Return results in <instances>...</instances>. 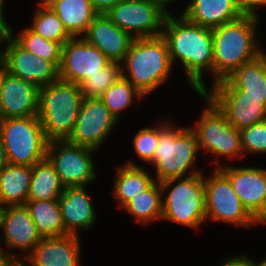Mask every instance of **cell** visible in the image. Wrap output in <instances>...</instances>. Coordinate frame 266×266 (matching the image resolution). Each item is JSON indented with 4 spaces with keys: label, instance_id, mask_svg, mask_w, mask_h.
I'll return each mask as SVG.
<instances>
[{
    "label": "cell",
    "instance_id": "obj_27",
    "mask_svg": "<svg viewBox=\"0 0 266 266\" xmlns=\"http://www.w3.org/2000/svg\"><path fill=\"white\" fill-rule=\"evenodd\" d=\"M163 193L160 182L155 181L148 189L140 192L122 209L138 226L147 227L162 220ZM150 224V225H149Z\"/></svg>",
    "mask_w": 266,
    "mask_h": 266
},
{
    "label": "cell",
    "instance_id": "obj_35",
    "mask_svg": "<svg viewBox=\"0 0 266 266\" xmlns=\"http://www.w3.org/2000/svg\"><path fill=\"white\" fill-rule=\"evenodd\" d=\"M244 160L248 162V155L260 159L266 156V120L240 130ZM246 156V157H245Z\"/></svg>",
    "mask_w": 266,
    "mask_h": 266
},
{
    "label": "cell",
    "instance_id": "obj_37",
    "mask_svg": "<svg viewBox=\"0 0 266 266\" xmlns=\"http://www.w3.org/2000/svg\"><path fill=\"white\" fill-rule=\"evenodd\" d=\"M237 4L243 15L266 17L264 14L261 15V10H266V0H237Z\"/></svg>",
    "mask_w": 266,
    "mask_h": 266
},
{
    "label": "cell",
    "instance_id": "obj_16",
    "mask_svg": "<svg viewBox=\"0 0 266 266\" xmlns=\"http://www.w3.org/2000/svg\"><path fill=\"white\" fill-rule=\"evenodd\" d=\"M248 163L225 164L218 169L230 180L243 206L254 217L266 201V167L259 162Z\"/></svg>",
    "mask_w": 266,
    "mask_h": 266
},
{
    "label": "cell",
    "instance_id": "obj_46",
    "mask_svg": "<svg viewBox=\"0 0 266 266\" xmlns=\"http://www.w3.org/2000/svg\"><path fill=\"white\" fill-rule=\"evenodd\" d=\"M8 257L1 249H0V266H2L3 261Z\"/></svg>",
    "mask_w": 266,
    "mask_h": 266
},
{
    "label": "cell",
    "instance_id": "obj_41",
    "mask_svg": "<svg viewBox=\"0 0 266 266\" xmlns=\"http://www.w3.org/2000/svg\"><path fill=\"white\" fill-rule=\"evenodd\" d=\"M2 266H30V263L26 256H8Z\"/></svg>",
    "mask_w": 266,
    "mask_h": 266
},
{
    "label": "cell",
    "instance_id": "obj_25",
    "mask_svg": "<svg viewBox=\"0 0 266 266\" xmlns=\"http://www.w3.org/2000/svg\"><path fill=\"white\" fill-rule=\"evenodd\" d=\"M32 167L8 163L0 169V206L24 205L28 201Z\"/></svg>",
    "mask_w": 266,
    "mask_h": 266
},
{
    "label": "cell",
    "instance_id": "obj_9",
    "mask_svg": "<svg viewBox=\"0 0 266 266\" xmlns=\"http://www.w3.org/2000/svg\"><path fill=\"white\" fill-rule=\"evenodd\" d=\"M207 170L204 171L206 222L252 230L253 216L243 206L230 180L218 168Z\"/></svg>",
    "mask_w": 266,
    "mask_h": 266
},
{
    "label": "cell",
    "instance_id": "obj_34",
    "mask_svg": "<svg viewBox=\"0 0 266 266\" xmlns=\"http://www.w3.org/2000/svg\"><path fill=\"white\" fill-rule=\"evenodd\" d=\"M121 77H123L122 64L110 62L98 73L90 75L82 81L79 84L80 90L85 98H100Z\"/></svg>",
    "mask_w": 266,
    "mask_h": 266
},
{
    "label": "cell",
    "instance_id": "obj_5",
    "mask_svg": "<svg viewBox=\"0 0 266 266\" xmlns=\"http://www.w3.org/2000/svg\"><path fill=\"white\" fill-rule=\"evenodd\" d=\"M121 64L123 77L145 97L155 95L167 87L172 76L176 77L168 44L162 35L134 39Z\"/></svg>",
    "mask_w": 266,
    "mask_h": 266
},
{
    "label": "cell",
    "instance_id": "obj_13",
    "mask_svg": "<svg viewBox=\"0 0 266 266\" xmlns=\"http://www.w3.org/2000/svg\"><path fill=\"white\" fill-rule=\"evenodd\" d=\"M111 61L83 37H72L63 44L59 79L80 84L90 75L98 73Z\"/></svg>",
    "mask_w": 266,
    "mask_h": 266
},
{
    "label": "cell",
    "instance_id": "obj_44",
    "mask_svg": "<svg viewBox=\"0 0 266 266\" xmlns=\"http://www.w3.org/2000/svg\"><path fill=\"white\" fill-rule=\"evenodd\" d=\"M6 38L0 37V70L3 69V49Z\"/></svg>",
    "mask_w": 266,
    "mask_h": 266
},
{
    "label": "cell",
    "instance_id": "obj_1",
    "mask_svg": "<svg viewBox=\"0 0 266 266\" xmlns=\"http://www.w3.org/2000/svg\"><path fill=\"white\" fill-rule=\"evenodd\" d=\"M162 36L167 41L172 66L176 72L181 69L186 86L194 94L204 93L212 86V29L190 22L182 14H174L167 15Z\"/></svg>",
    "mask_w": 266,
    "mask_h": 266
},
{
    "label": "cell",
    "instance_id": "obj_48",
    "mask_svg": "<svg viewBox=\"0 0 266 266\" xmlns=\"http://www.w3.org/2000/svg\"><path fill=\"white\" fill-rule=\"evenodd\" d=\"M53 0H38L37 2L48 6Z\"/></svg>",
    "mask_w": 266,
    "mask_h": 266
},
{
    "label": "cell",
    "instance_id": "obj_19",
    "mask_svg": "<svg viewBox=\"0 0 266 266\" xmlns=\"http://www.w3.org/2000/svg\"><path fill=\"white\" fill-rule=\"evenodd\" d=\"M204 93L266 96V50L255 59L244 63L226 79L213 84Z\"/></svg>",
    "mask_w": 266,
    "mask_h": 266
},
{
    "label": "cell",
    "instance_id": "obj_4",
    "mask_svg": "<svg viewBox=\"0 0 266 266\" xmlns=\"http://www.w3.org/2000/svg\"><path fill=\"white\" fill-rule=\"evenodd\" d=\"M196 94L205 104L201 105L198 118L188 126L196 136L201 156L209 157L204 163L212 169L244 162L240 130L228 122L225 113L206 93Z\"/></svg>",
    "mask_w": 266,
    "mask_h": 266
},
{
    "label": "cell",
    "instance_id": "obj_6",
    "mask_svg": "<svg viewBox=\"0 0 266 266\" xmlns=\"http://www.w3.org/2000/svg\"><path fill=\"white\" fill-rule=\"evenodd\" d=\"M163 193L162 222L201 231L206 223L204 173L160 182ZM203 226V227H202Z\"/></svg>",
    "mask_w": 266,
    "mask_h": 266
},
{
    "label": "cell",
    "instance_id": "obj_38",
    "mask_svg": "<svg viewBox=\"0 0 266 266\" xmlns=\"http://www.w3.org/2000/svg\"><path fill=\"white\" fill-rule=\"evenodd\" d=\"M147 1L157 5L167 15L177 14L176 11L178 12V14H182L184 9H185L184 5H186V0H147ZM176 4H179V5H177V7L179 6L178 8L177 7H175V8L173 7V5L176 6ZM180 4L183 5V6L180 7L181 6ZM181 8H182V10H181ZM174 9L175 10L177 9V10L175 11Z\"/></svg>",
    "mask_w": 266,
    "mask_h": 266
},
{
    "label": "cell",
    "instance_id": "obj_30",
    "mask_svg": "<svg viewBox=\"0 0 266 266\" xmlns=\"http://www.w3.org/2000/svg\"><path fill=\"white\" fill-rule=\"evenodd\" d=\"M100 99L120 123L122 122L121 119L126 118L124 115L127 114L126 112L128 110H133V107L138 108L134 105L139 104V106H141L140 103L145 102L148 98L136 89L126 78L121 77L103 93Z\"/></svg>",
    "mask_w": 266,
    "mask_h": 266
},
{
    "label": "cell",
    "instance_id": "obj_31",
    "mask_svg": "<svg viewBox=\"0 0 266 266\" xmlns=\"http://www.w3.org/2000/svg\"><path fill=\"white\" fill-rule=\"evenodd\" d=\"M32 10L29 24L25 23L32 31L62 45L72 38L58 15L49 6L40 4L36 0Z\"/></svg>",
    "mask_w": 266,
    "mask_h": 266
},
{
    "label": "cell",
    "instance_id": "obj_29",
    "mask_svg": "<svg viewBox=\"0 0 266 266\" xmlns=\"http://www.w3.org/2000/svg\"><path fill=\"white\" fill-rule=\"evenodd\" d=\"M64 188L54 165L47 157L32 166L28 200H56Z\"/></svg>",
    "mask_w": 266,
    "mask_h": 266
},
{
    "label": "cell",
    "instance_id": "obj_17",
    "mask_svg": "<svg viewBox=\"0 0 266 266\" xmlns=\"http://www.w3.org/2000/svg\"><path fill=\"white\" fill-rule=\"evenodd\" d=\"M39 88L1 70L0 119L38 116Z\"/></svg>",
    "mask_w": 266,
    "mask_h": 266
},
{
    "label": "cell",
    "instance_id": "obj_43",
    "mask_svg": "<svg viewBox=\"0 0 266 266\" xmlns=\"http://www.w3.org/2000/svg\"><path fill=\"white\" fill-rule=\"evenodd\" d=\"M8 164L6 154H5V148L3 145V140L0 135V169L3 168L5 165Z\"/></svg>",
    "mask_w": 266,
    "mask_h": 266
},
{
    "label": "cell",
    "instance_id": "obj_23",
    "mask_svg": "<svg viewBox=\"0 0 266 266\" xmlns=\"http://www.w3.org/2000/svg\"><path fill=\"white\" fill-rule=\"evenodd\" d=\"M112 168L114 176L110 193L118 207L117 211L155 182L154 175L146 166H132L122 162Z\"/></svg>",
    "mask_w": 266,
    "mask_h": 266
},
{
    "label": "cell",
    "instance_id": "obj_10",
    "mask_svg": "<svg viewBox=\"0 0 266 266\" xmlns=\"http://www.w3.org/2000/svg\"><path fill=\"white\" fill-rule=\"evenodd\" d=\"M98 153L67 140H52L48 141L46 157L54 165L64 187H92L100 180V167L96 164Z\"/></svg>",
    "mask_w": 266,
    "mask_h": 266
},
{
    "label": "cell",
    "instance_id": "obj_7",
    "mask_svg": "<svg viewBox=\"0 0 266 266\" xmlns=\"http://www.w3.org/2000/svg\"><path fill=\"white\" fill-rule=\"evenodd\" d=\"M80 86L58 79L39 89V112L48 141L67 140L84 100Z\"/></svg>",
    "mask_w": 266,
    "mask_h": 266
},
{
    "label": "cell",
    "instance_id": "obj_21",
    "mask_svg": "<svg viewBox=\"0 0 266 266\" xmlns=\"http://www.w3.org/2000/svg\"><path fill=\"white\" fill-rule=\"evenodd\" d=\"M97 47L111 62L122 63L134 38L111 22L105 14H98L82 36Z\"/></svg>",
    "mask_w": 266,
    "mask_h": 266
},
{
    "label": "cell",
    "instance_id": "obj_45",
    "mask_svg": "<svg viewBox=\"0 0 266 266\" xmlns=\"http://www.w3.org/2000/svg\"><path fill=\"white\" fill-rule=\"evenodd\" d=\"M263 258H261L260 260L255 259V266H266V255L264 257V255L262 256Z\"/></svg>",
    "mask_w": 266,
    "mask_h": 266
},
{
    "label": "cell",
    "instance_id": "obj_32",
    "mask_svg": "<svg viewBox=\"0 0 266 266\" xmlns=\"http://www.w3.org/2000/svg\"><path fill=\"white\" fill-rule=\"evenodd\" d=\"M11 26L10 36L25 50L34 56L51 61L57 68L60 66L62 47L59 42L47 40L32 31L27 25L23 28L15 29Z\"/></svg>",
    "mask_w": 266,
    "mask_h": 266
},
{
    "label": "cell",
    "instance_id": "obj_40",
    "mask_svg": "<svg viewBox=\"0 0 266 266\" xmlns=\"http://www.w3.org/2000/svg\"><path fill=\"white\" fill-rule=\"evenodd\" d=\"M127 0H90L93 8L98 14H105L113 6Z\"/></svg>",
    "mask_w": 266,
    "mask_h": 266
},
{
    "label": "cell",
    "instance_id": "obj_11",
    "mask_svg": "<svg viewBox=\"0 0 266 266\" xmlns=\"http://www.w3.org/2000/svg\"><path fill=\"white\" fill-rule=\"evenodd\" d=\"M118 125L119 121L100 98H84L74 130L67 141L100 152L106 148Z\"/></svg>",
    "mask_w": 266,
    "mask_h": 266
},
{
    "label": "cell",
    "instance_id": "obj_18",
    "mask_svg": "<svg viewBox=\"0 0 266 266\" xmlns=\"http://www.w3.org/2000/svg\"><path fill=\"white\" fill-rule=\"evenodd\" d=\"M89 187H65L58 199L64 227L69 234L91 233L98 223L97 203L93 202Z\"/></svg>",
    "mask_w": 266,
    "mask_h": 266
},
{
    "label": "cell",
    "instance_id": "obj_33",
    "mask_svg": "<svg viewBox=\"0 0 266 266\" xmlns=\"http://www.w3.org/2000/svg\"><path fill=\"white\" fill-rule=\"evenodd\" d=\"M159 116L156 121L152 119V123H147V126H140L135 133L131 135L130 147L135 154L134 159L131 158L124 161V164L132 166H147L152 160L158 141H159ZM154 121V122H153ZM137 161V162H136Z\"/></svg>",
    "mask_w": 266,
    "mask_h": 266
},
{
    "label": "cell",
    "instance_id": "obj_36",
    "mask_svg": "<svg viewBox=\"0 0 266 266\" xmlns=\"http://www.w3.org/2000/svg\"><path fill=\"white\" fill-rule=\"evenodd\" d=\"M216 266H255V257L252 258L248 252H240L237 254H228L221 257L220 262Z\"/></svg>",
    "mask_w": 266,
    "mask_h": 266
},
{
    "label": "cell",
    "instance_id": "obj_28",
    "mask_svg": "<svg viewBox=\"0 0 266 266\" xmlns=\"http://www.w3.org/2000/svg\"><path fill=\"white\" fill-rule=\"evenodd\" d=\"M42 238L69 234L64 227L59 200H28L25 204Z\"/></svg>",
    "mask_w": 266,
    "mask_h": 266
},
{
    "label": "cell",
    "instance_id": "obj_2",
    "mask_svg": "<svg viewBox=\"0 0 266 266\" xmlns=\"http://www.w3.org/2000/svg\"><path fill=\"white\" fill-rule=\"evenodd\" d=\"M160 117L159 141L152 160L146 166L155 181L204 173L208 168L200 165L202 156L194 132L170 115L169 118Z\"/></svg>",
    "mask_w": 266,
    "mask_h": 266
},
{
    "label": "cell",
    "instance_id": "obj_26",
    "mask_svg": "<svg viewBox=\"0 0 266 266\" xmlns=\"http://www.w3.org/2000/svg\"><path fill=\"white\" fill-rule=\"evenodd\" d=\"M48 6L72 37H82L98 15L90 0H53Z\"/></svg>",
    "mask_w": 266,
    "mask_h": 266
},
{
    "label": "cell",
    "instance_id": "obj_39",
    "mask_svg": "<svg viewBox=\"0 0 266 266\" xmlns=\"http://www.w3.org/2000/svg\"><path fill=\"white\" fill-rule=\"evenodd\" d=\"M8 0H0V37H7L11 33L12 23L9 22V17H7L8 12L6 7L8 5L6 3ZM11 23V24H10Z\"/></svg>",
    "mask_w": 266,
    "mask_h": 266
},
{
    "label": "cell",
    "instance_id": "obj_14",
    "mask_svg": "<svg viewBox=\"0 0 266 266\" xmlns=\"http://www.w3.org/2000/svg\"><path fill=\"white\" fill-rule=\"evenodd\" d=\"M42 239L25 205L3 207L0 249L6 255L27 256Z\"/></svg>",
    "mask_w": 266,
    "mask_h": 266
},
{
    "label": "cell",
    "instance_id": "obj_8",
    "mask_svg": "<svg viewBox=\"0 0 266 266\" xmlns=\"http://www.w3.org/2000/svg\"><path fill=\"white\" fill-rule=\"evenodd\" d=\"M8 163L32 167L47 155L48 140L38 116L0 119Z\"/></svg>",
    "mask_w": 266,
    "mask_h": 266
},
{
    "label": "cell",
    "instance_id": "obj_3",
    "mask_svg": "<svg viewBox=\"0 0 266 266\" xmlns=\"http://www.w3.org/2000/svg\"><path fill=\"white\" fill-rule=\"evenodd\" d=\"M262 21L263 18L257 16L243 15L235 21L212 29V85L226 79L244 63L255 59L266 50L260 31Z\"/></svg>",
    "mask_w": 266,
    "mask_h": 266
},
{
    "label": "cell",
    "instance_id": "obj_12",
    "mask_svg": "<svg viewBox=\"0 0 266 266\" xmlns=\"http://www.w3.org/2000/svg\"><path fill=\"white\" fill-rule=\"evenodd\" d=\"M106 17L134 39L161 36L167 14L147 0H127L113 6Z\"/></svg>",
    "mask_w": 266,
    "mask_h": 266
},
{
    "label": "cell",
    "instance_id": "obj_24",
    "mask_svg": "<svg viewBox=\"0 0 266 266\" xmlns=\"http://www.w3.org/2000/svg\"><path fill=\"white\" fill-rule=\"evenodd\" d=\"M190 22L213 29L243 16L237 0H186L182 13Z\"/></svg>",
    "mask_w": 266,
    "mask_h": 266
},
{
    "label": "cell",
    "instance_id": "obj_20",
    "mask_svg": "<svg viewBox=\"0 0 266 266\" xmlns=\"http://www.w3.org/2000/svg\"><path fill=\"white\" fill-rule=\"evenodd\" d=\"M82 244L76 234L43 238L26 257L30 266H83Z\"/></svg>",
    "mask_w": 266,
    "mask_h": 266
},
{
    "label": "cell",
    "instance_id": "obj_47",
    "mask_svg": "<svg viewBox=\"0 0 266 266\" xmlns=\"http://www.w3.org/2000/svg\"><path fill=\"white\" fill-rule=\"evenodd\" d=\"M2 216H3V207L0 206V243H1Z\"/></svg>",
    "mask_w": 266,
    "mask_h": 266
},
{
    "label": "cell",
    "instance_id": "obj_42",
    "mask_svg": "<svg viewBox=\"0 0 266 266\" xmlns=\"http://www.w3.org/2000/svg\"><path fill=\"white\" fill-rule=\"evenodd\" d=\"M266 227V201L264 202L262 208L256 213L253 217V228L258 229L262 228L261 226ZM256 227V228H255Z\"/></svg>",
    "mask_w": 266,
    "mask_h": 266
},
{
    "label": "cell",
    "instance_id": "obj_15",
    "mask_svg": "<svg viewBox=\"0 0 266 266\" xmlns=\"http://www.w3.org/2000/svg\"><path fill=\"white\" fill-rule=\"evenodd\" d=\"M3 69L23 81L33 83L39 89L59 79L58 68L51 61L34 56L10 35L4 43Z\"/></svg>",
    "mask_w": 266,
    "mask_h": 266
},
{
    "label": "cell",
    "instance_id": "obj_22",
    "mask_svg": "<svg viewBox=\"0 0 266 266\" xmlns=\"http://www.w3.org/2000/svg\"><path fill=\"white\" fill-rule=\"evenodd\" d=\"M238 130L266 120V96L208 95Z\"/></svg>",
    "mask_w": 266,
    "mask_h": 266
}]
</instances>
